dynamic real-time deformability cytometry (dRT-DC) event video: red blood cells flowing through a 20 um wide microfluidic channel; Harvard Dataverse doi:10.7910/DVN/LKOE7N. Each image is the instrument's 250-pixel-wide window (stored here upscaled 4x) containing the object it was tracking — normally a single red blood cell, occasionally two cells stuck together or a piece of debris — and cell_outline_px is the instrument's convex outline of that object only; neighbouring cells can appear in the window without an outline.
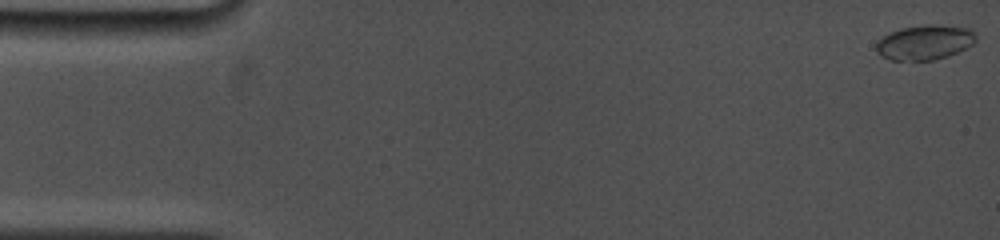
{"species": "common noctule bat (a hibernating species)", "species_latin": "Nyctalus noctula", "temperature_condition": "cold", "stored_images_in_passage": 10, "camera_frame_rate_fps": 5000, "um_per_image_px": 0.085, "animal": {"sex": "female", "body_mass_g": 19.0, "forearm_length_mm": 53.3}, "frame": {"image": 1, "passage_image": 1, "time_ms": 0.0, "image_size_px": [1000, 240], "cell_outline_px": [[976, 40], [972, 44], [948, 56], [932, 60], [892, 60], [880, 56], [876, 52], [876, 40], [900, 28], [928, 24], [936, 24], [972, 28], [976, 32]], "centroid_in_image_um": [78.6, 3.59], "position_along_channel_um": 6.4, "area_um2": 20.35}}
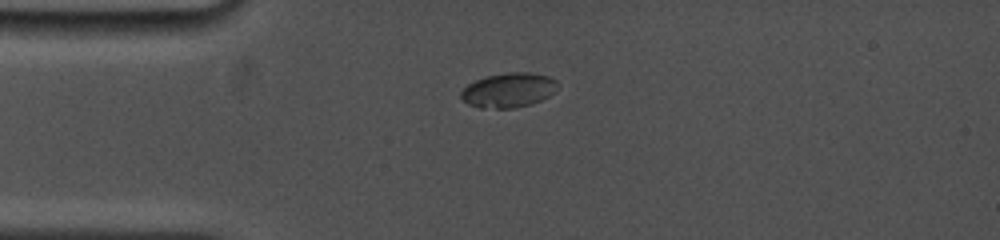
{"frame": {"image": 2, "passage_image": 7, "time_ms": 4.0, "image_size_px": [1000, 240], "cell_outline_px": [[560, 84], [548, 96], [540, 100], [528, 104], [512, 108], [480, 108], [468, 104], [460, 96], [460, 92], [468, 84], [476, 80], [488, 76], [508, 72], [528, 72], [548, 76], [556, 80]], "centroid_in_image_um": [43.22, 7.65], "position_along_channel_um": 41.8, "area_um2": 19.25}}
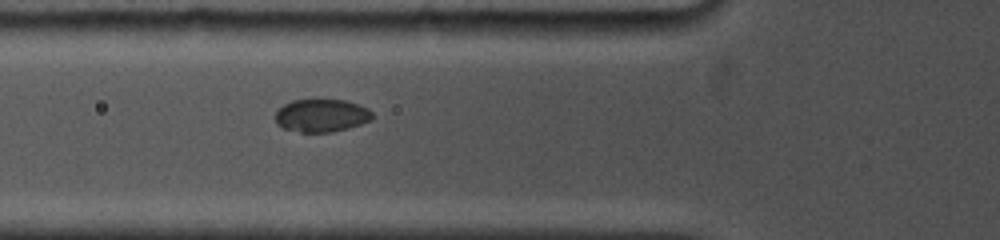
{"frame": {"image": 3, "passage_image": 10, "time_ms": 6.0, "image_size_px": [1000, 240], "cell_outline_px": [[372, 120], [348, 128], [332, 132], [300, 132], [284, 128], [276, 124], [276, 112], [284, 104], [292, 100], [344, 100], [368, 108], [372, 112]], "centroid_in_image_um": [27.32, 9.82], "position_along_channel_um": 98.5, "area_um2": 18.44}}